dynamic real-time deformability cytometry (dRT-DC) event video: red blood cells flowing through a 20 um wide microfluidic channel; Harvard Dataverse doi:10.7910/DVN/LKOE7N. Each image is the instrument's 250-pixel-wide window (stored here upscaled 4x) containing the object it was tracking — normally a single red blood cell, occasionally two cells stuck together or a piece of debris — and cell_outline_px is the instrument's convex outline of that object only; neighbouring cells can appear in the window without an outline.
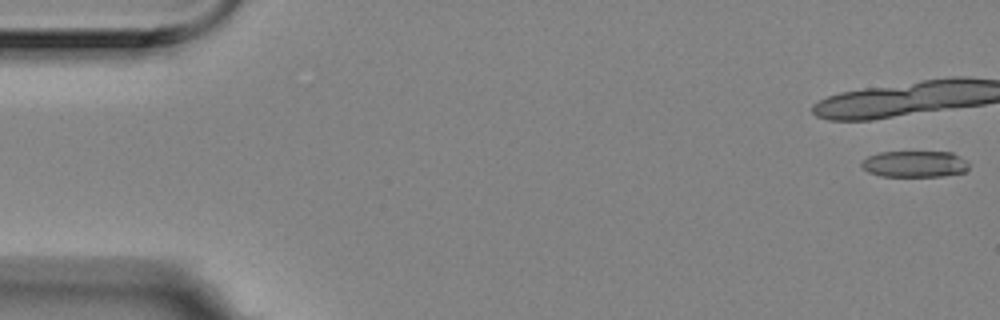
{"species": "Egyptian fruit bat (a non-hibernating species)", "species_latin": "Rousettus aegyptiacus", "temperature_condition": "room temperature", "stored_images_in_passage": 11, "camera_frame_rate_fps": 3000, "um_per_image_px": 0.085, "animal": {"sex": "female"}, "frame": {"image": 1, "passage_image": 1, "time_ms": 0.0, "image_size_px": [1000, 320], "cell_outline_px": [[968, 168], [964, 172], [944, 176], [880, 176], [868, 172], [860, 164], [868, 156], [880, 152], [952, 152], [968, 160]], "centroid_in_image_um": [77.78, 13.94], "position_along_channel_um": 7.2, "area_um2": 16.53}}
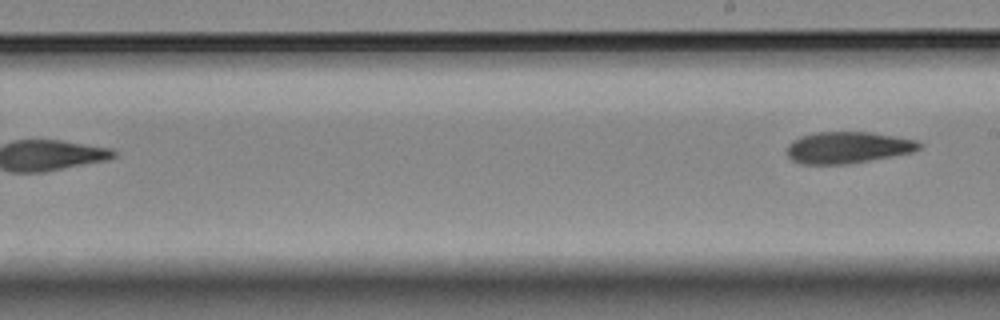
{"frame": {"image": 2, "passage_image": 11, "time_ms": 3.333, "image_size_px": [1000, 320], "cell_outline_px": [[920, 148], [912, 152], [848, 164], [804, 164], [792, 160], [788, 156], [788, 144], [792, 140], [800, 136], [816, 132], [872, 132], [916, 140], [920, 144]], "centroid_in_image_um": [72.03, 12.53], "position_along_channel_um": 217.0, "area_um2": 24.16}}